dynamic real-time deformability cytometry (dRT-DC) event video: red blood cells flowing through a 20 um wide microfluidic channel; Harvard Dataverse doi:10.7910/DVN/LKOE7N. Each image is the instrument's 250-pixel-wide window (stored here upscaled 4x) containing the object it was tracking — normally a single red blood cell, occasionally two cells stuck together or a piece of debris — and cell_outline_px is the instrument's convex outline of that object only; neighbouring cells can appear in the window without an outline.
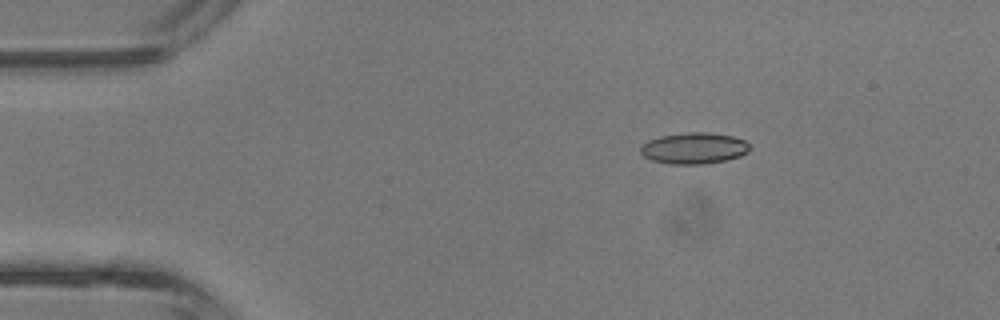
{"species": "common noctule bat (a hibernating species)", "species_latin": "Nyctalus noctula", "temperature_condition": "room temperature", "stored_images_in_passage": 4, "camera_frame_rate_fps": 3000, "um_per_image_px": 0.085, "animal": {"sex": "male", "body_mass_g": 13.3}, "frame": {"image": 1, "passage_image": 2, "time_ms": 0.333, "image_size_px": [1000, 320], "cell_outline_px": [[752, 148], [748, 152], [740, 156], [724, 160], [704, 164], [668, 164], [652, 160], [644, 156], [640, 152], [640, 148], [648, 140], [660, 136], [688, 132], [712, 132], [732, 136], [744, 140]], "centroid_in_image_um": [59.0, 12.59], "position_along_channel_um": 26.0, "area_um2": 19.94}}
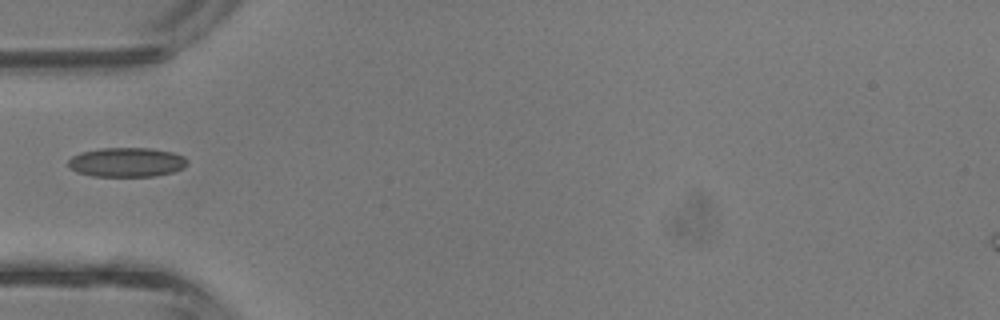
{"frame": {"image": 2, "passage_image": 4, "time_ms": 1.0, "image_size_px": [1000, 320], "cell_outline_px": [[188, 164], [184, 168], [172, 172], [156, 176], [92, 176], [76, 172], [68, 164], [68, 160], [72, 156], [80, 152], [100, 148], [152, 148], [172, 152], [184, 156], [188, 160]], "centroid_in_image_um": [10.79, 13.78], "position_along_channel_um": 74.2, "area_um2": 20.52}}